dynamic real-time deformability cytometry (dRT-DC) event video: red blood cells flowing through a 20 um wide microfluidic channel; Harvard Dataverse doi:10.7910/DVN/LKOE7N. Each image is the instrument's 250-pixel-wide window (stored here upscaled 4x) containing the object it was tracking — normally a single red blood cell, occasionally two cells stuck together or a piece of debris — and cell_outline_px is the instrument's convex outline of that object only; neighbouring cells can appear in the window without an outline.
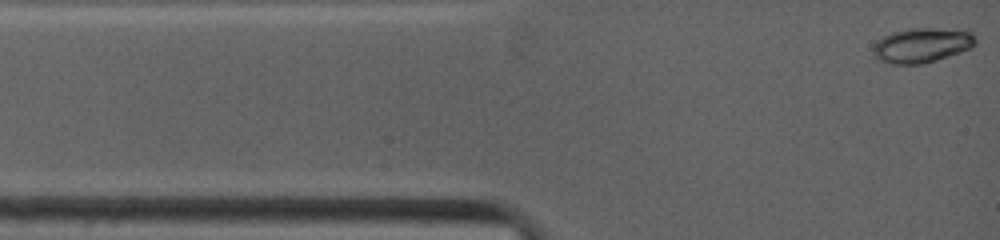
{"species": "common noctule bat (a hibernating species)", "species_latin": "Nyctalus noctula", "temperature_condition": "warm", "stored_images_in_passage": 39, "camera_frame_rate_fps": 4500, "um_per_image_px": 0.085, "animal": {"sex": "female", "body_mass_g": 19.0, "forearm_length_mm": 53.3}, "frame": {"image": 1, "passage_image": 1, "time_ms": 0.0, "image_size_px": [1000, 240], "cell_outline_px": [[976, 44], [972, 48], [924, 64], [892, 64], [880, 60], [872, 52], [872, 48], [876, 40], [892, 32], [904, 28], [972, 28], [976, 40]], "centroid_in_image_um": [78.43, 3.8], "position_along_channel_um": 6.6, "area_um2": 21.39}}
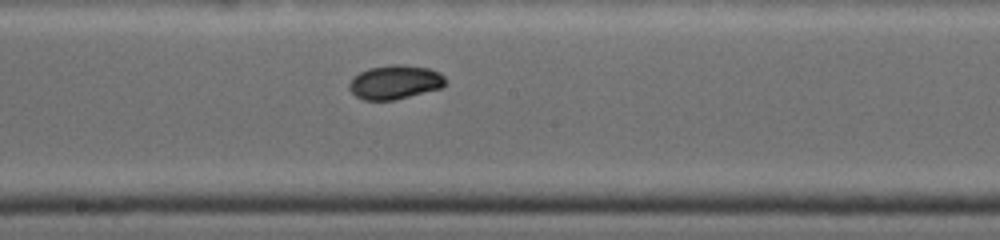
{"frame": {"image": 2, "passage_image": 18, "time_ms": 6.444, "image_size_px": [1000, 240], "cell_outline_px": [[448, 84], [440, 88], [392, 100], [364, 100], [356, 96], [348, 88], [348, 84], [360, 72], [368, 68], [396, 64], [400, 64], [428, 68], [440, 72], [448, 80]], "centroid_in_image_um": [33.6, 6.98], "position_along_channel_um": 214.6, "area_um2": 18.96}}
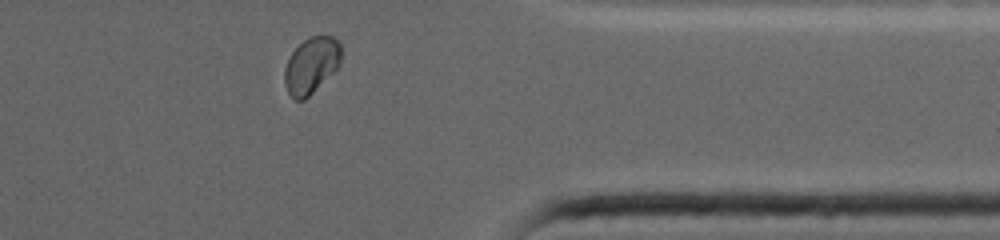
{"frame": {"image": 3, "passage_image": 31, "time_ms": 11.111, "image_size_px": [1000, 240], "cell_outline_px": [[340, 64], [304, 100], [296, 100], [288, 92], [284, 84], [284, 68], [292, 52], [308, 36], [332, 36], [340, 44]], "centroid_in_image_um": [26.43, 5.54], "position_along_channel_um": 385.0, "area_um2": 18.09}}